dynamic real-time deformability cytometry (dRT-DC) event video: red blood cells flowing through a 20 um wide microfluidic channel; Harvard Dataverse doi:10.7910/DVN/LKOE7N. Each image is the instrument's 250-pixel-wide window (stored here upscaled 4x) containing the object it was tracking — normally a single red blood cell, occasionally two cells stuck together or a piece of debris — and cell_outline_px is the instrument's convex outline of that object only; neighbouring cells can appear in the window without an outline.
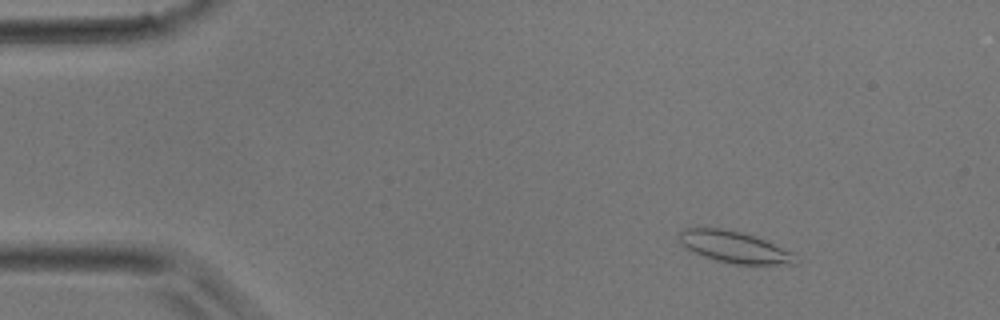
{"species": "common noctule bat (a hibernating species)", "species_latin": "Nyctalus noctula", "temperature_condition": "room temperature", "stored_images_in_passage": 4, "camera_frame_rate_fps": 3000, "um_per_image_px": 0.085, "animal": {"sex": "male", "body_mass_g": 17.9}, "frame": {"image": 1, "passage_image": 2, "time_ms": 1.0, "image_size_px": [1000, 320], "cell_outline_px": [[796, 264], [736, 264], [716, 260], [704, 256], [688, 248], [680, 240], [680, 232], [684, 228], [720, 228], [740, 232], [764, 240], [792, 252]], "centroid_in_image_um": [62.42, 21.0], "position_along_channel_um": 22.6, "area_um2": 20.58}}